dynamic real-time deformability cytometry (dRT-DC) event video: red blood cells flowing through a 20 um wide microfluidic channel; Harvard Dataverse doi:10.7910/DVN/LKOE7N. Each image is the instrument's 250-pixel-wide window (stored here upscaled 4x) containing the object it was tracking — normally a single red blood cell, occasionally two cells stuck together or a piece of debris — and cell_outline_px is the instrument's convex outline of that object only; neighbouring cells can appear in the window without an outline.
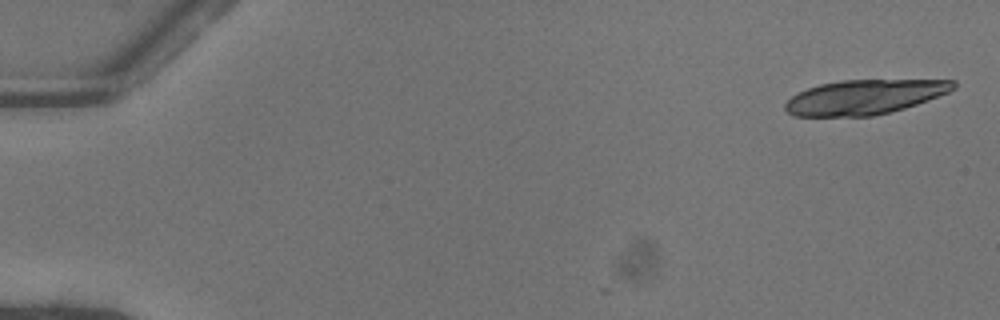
{"species": "common noctule bat (a hibernating species)", "species_latin": "Nyctalus noctula", "temperature_condition": "warm", "stored_images_in_passage": 2, "camera_frame_rate_fps": 3000, "um_per_image_px": 0.085, "animal": {"sex": "female"}, "frame": {"image": 1, "passage_image": 2, "time_ms": 0.333, "image_size_px": [1000, 320], "cell_outline_px": [[956, 88], [948, 92], [916, 104], [904, 108], [872, 116], [796, 116], [788, 112], [784, 108], [784, 104], [792, 96], [808, 88], [820, 84], [840, 80], [956, 80]], "centroid_in_image_um": [73.48, 8.24], "position_along_channel_um": 11.5, "area_um2": 33.64}}